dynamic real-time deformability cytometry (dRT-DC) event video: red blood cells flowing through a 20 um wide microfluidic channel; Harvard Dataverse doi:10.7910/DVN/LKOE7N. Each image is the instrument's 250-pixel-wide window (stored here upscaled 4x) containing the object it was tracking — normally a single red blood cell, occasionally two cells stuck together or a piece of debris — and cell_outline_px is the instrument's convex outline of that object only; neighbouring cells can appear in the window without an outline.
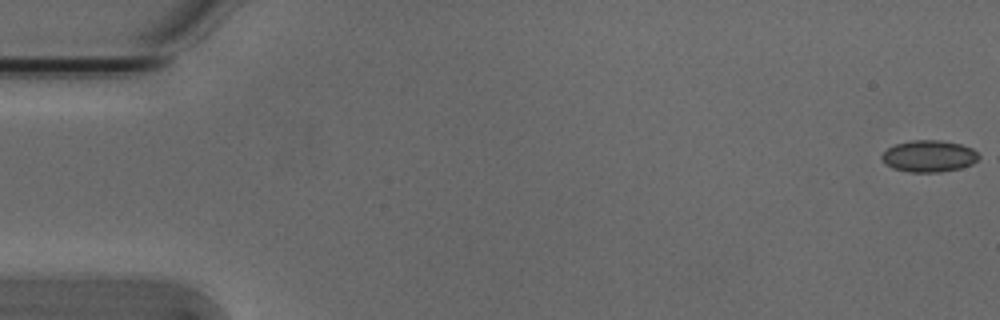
{"species": "Egyptian fruit bat (a non-hibernating species)", "species_latin": "Rousettus aegyptiacus", "temperature_condition": "cold", "stored_images_in_passage": 11, "camera_frame_rate_fps": 3000, "um_per_image_px": 0.085, "animal": {"sex": "male"}, "frame": {"image": 1, "passage_image": 1, "time_ms": 0.0, "image_size_px": [1000, 320], "cell_outline_px": [[984, 156], [972, 164], [960, 168], [940, 172], [908, 172], [892, 168], [880, 156], [888, 148], [896, 144], [912, 140], [940, 140], [960, 144], [972, 148]], "centroid_in_image_um": [79.02, 13.27], "position_along_channel_um": 6.0, "area_um2": 17.98}}